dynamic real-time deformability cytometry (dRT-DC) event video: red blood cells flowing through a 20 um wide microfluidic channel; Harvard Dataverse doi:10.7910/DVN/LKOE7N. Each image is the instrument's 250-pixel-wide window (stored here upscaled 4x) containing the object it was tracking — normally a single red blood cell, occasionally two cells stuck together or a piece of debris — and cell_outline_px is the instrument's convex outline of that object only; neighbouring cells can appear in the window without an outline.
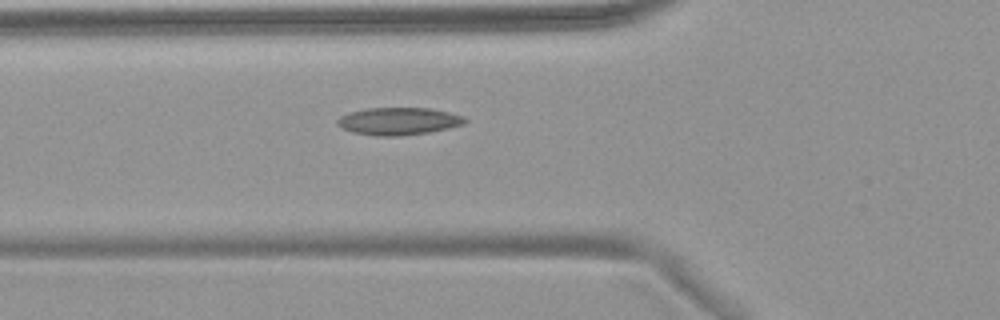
{"species": "common noctule bat (a hibernating species)", "species_latin": "Nyctalus noctula", "temperature_condition": "warm", "stored_images_in_passage": 41, "camera_frame_rate_fps": 3000, "um_per_image_px": 0.085, "animal": {"sex": "female", "body_mass_g": 18.4}, "frame": {"image": 1, "passage_image": 7, "time_ms": 2.0, "image_size_px": [1000, 320], "cell_outline_px": [[468, 120], [464, 124], [448, 128], [428, 132], [400, 136], [376, 136], [352, 132], [340, 128], [336, 124], [336, 120], [340, 116], [348, 112], [368, 108], [432, 108], [464, 116]], "centroid_in_image_um": [33.84, 10.3], "position_along_channel_um": 92.0, "area_um2": 20.58}}
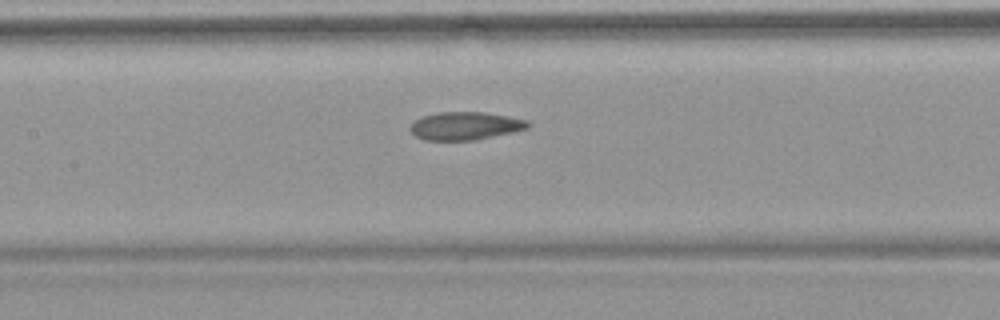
{"frame": {"image": 2, "passage_image": 13, "time_ms": 4.0, "image_size_px": [1000, 320], "cell_outline_px": [[532, 124], [528, 128], [512, 132], [472, 140], [424, 140], [416, 136], [408, 128], [416, 120], [424, 116], [440, 112], [484, 112], [508, 116], [528, 120]], "centroid_in_image_um": [39.57, 10.69], "position_along_channel_um": 167.8, "area_um2": 19.02}}
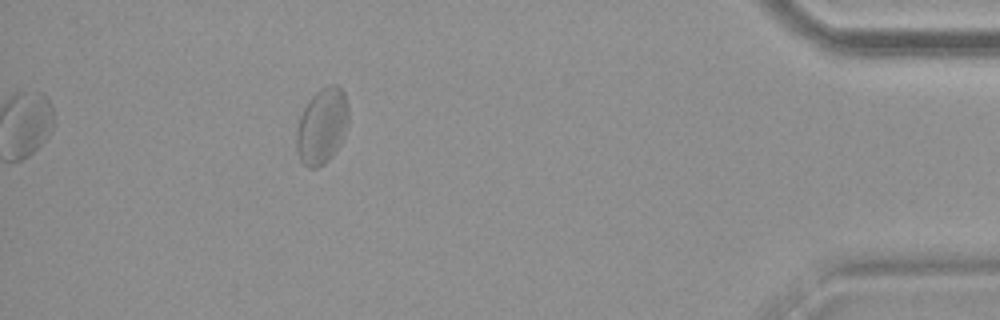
{"frame": {"image": 3, "passage_image": 36, "time_ms": 11.667, "image_size_px": [1000, 320], "cell_outline_px": [[348, 124], [344, 136], [332, 156], [324, 164], [316, 168], [308, 168], [300, 160], [296, 152], [296, 132], [300, 116], [308, 100], [316, 92], [332, 84], [336, 84], [344, 92], [348, 108]], "centroid_in_image_um": [27.36, 10.74], "position_along_channel_um": 407.8, "area_um2": 23.0}, "authors_computed_cell_mechanics": {"area_um2": 20.7502, "velocity_mm_per_s": 3.7946, "shape_relaxation_time_tau1_ms": null, "shape_relaxation_time_tau2_ms": 1.6193, "deformation_change_tau1": null, "deformation_change_tau2": 0.0673}}